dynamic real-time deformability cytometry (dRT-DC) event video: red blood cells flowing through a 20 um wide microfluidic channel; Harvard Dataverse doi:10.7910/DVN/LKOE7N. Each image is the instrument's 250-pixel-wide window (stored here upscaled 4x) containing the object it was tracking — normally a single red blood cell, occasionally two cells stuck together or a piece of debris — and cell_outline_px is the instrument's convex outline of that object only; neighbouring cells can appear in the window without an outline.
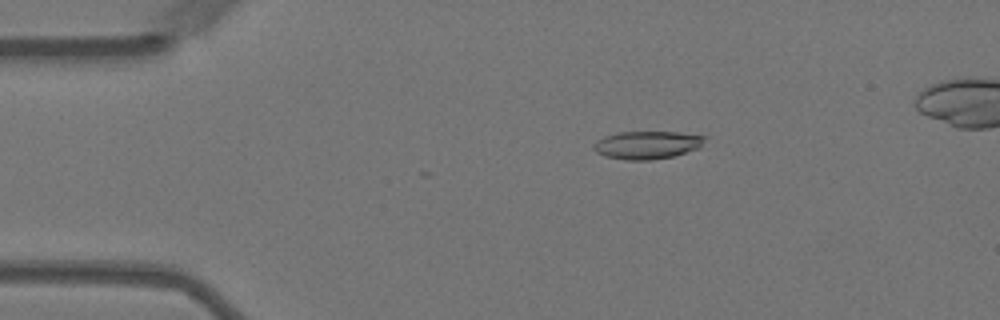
{"species": "Egyptian fruit bat (a non-hibernating species)", "species_latin": "Rousettus aegyptiacus", "temperature_condition": "warm", "stored_images_in_passage": 43, "camera_frame_rate_fps": 3000, "um_per_image_px": 0.085, "animal": {"sex": "female"}, "frame": {"image": 1, "passage_image": 10, "time_ms": 3.0, "image_size_px": [1000, 320], "cell_outline_px": [[708, 136], [700, 148], [672, 156], [652, 160], [628, 160], [604, 156], [596, 152], [592, 148], [592, 144], [596, 140], [604, 136], [620, 132], [680, 132]], "centroid_in_image_um": [55.0, 12.31], "position_along_channel_um": 30.0, "area_um2": 18.26}}
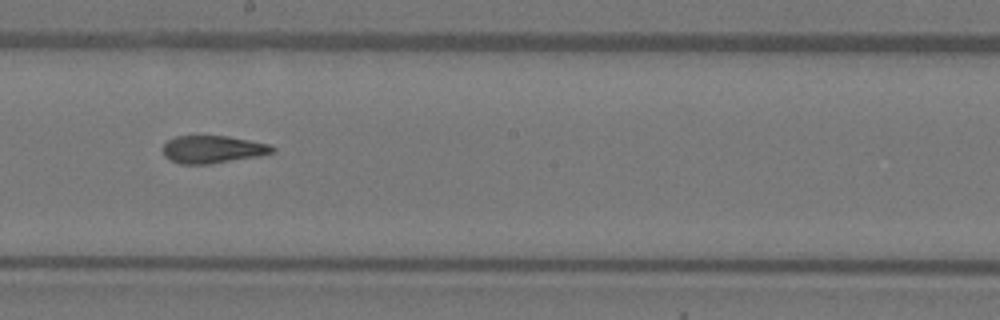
{"frame": {"image": 2, "passage_image": 31, "time_ms": 10.0, "image_size_px": [1000, 320], "cell_outline_px": [[276, 152], [260, 156], [208, 164], [180, 164], [168, 160], [164, 156], [164, 144], [168, 140], [176, 136], [228, 136], [268, 144], [276, 148]], "centroid_in_image_um": [18.08, 12.7], "position_along_channel_um": 230.1, "area_um2": 17.63}}
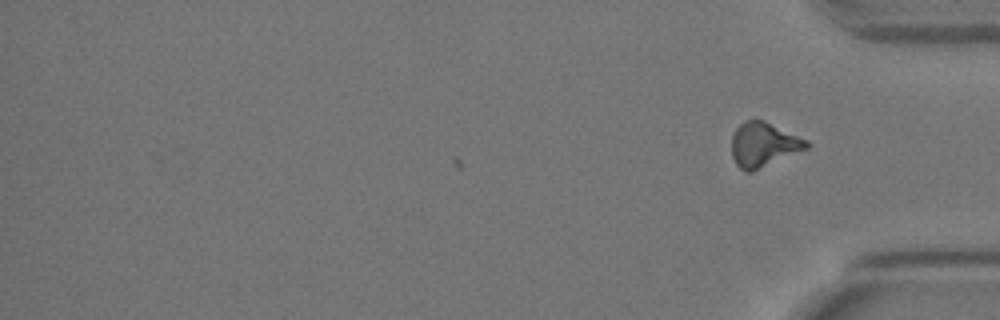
{"frame": {"image": 3, "passage_image": 43, "time_ms": 14.0, "image_size_px": [1000, 320], "cell_outline_px": [[808, 148], [752, 172], [744, 172], [736, 164], [732, 156], [732, 136], [736, 128], [744, 120], [764, 120], [808, 140]], "centroid_in_image_um": [64.89, 12.3], "position_along_channel_um": 370.3, "area_um2": 19.36}, "authors_computed_cell_mechanics": {"area_um2": 18.3804, "velocity_mm_per_s": 3.5654, "shape_relaxation_time_tau1_ms": 6.9648, "shape_relaxation_time_tau2_ms": 3.3504, "deformation_change_tau1": 0.2119, "deformation_change_tau2": 0.1085}}